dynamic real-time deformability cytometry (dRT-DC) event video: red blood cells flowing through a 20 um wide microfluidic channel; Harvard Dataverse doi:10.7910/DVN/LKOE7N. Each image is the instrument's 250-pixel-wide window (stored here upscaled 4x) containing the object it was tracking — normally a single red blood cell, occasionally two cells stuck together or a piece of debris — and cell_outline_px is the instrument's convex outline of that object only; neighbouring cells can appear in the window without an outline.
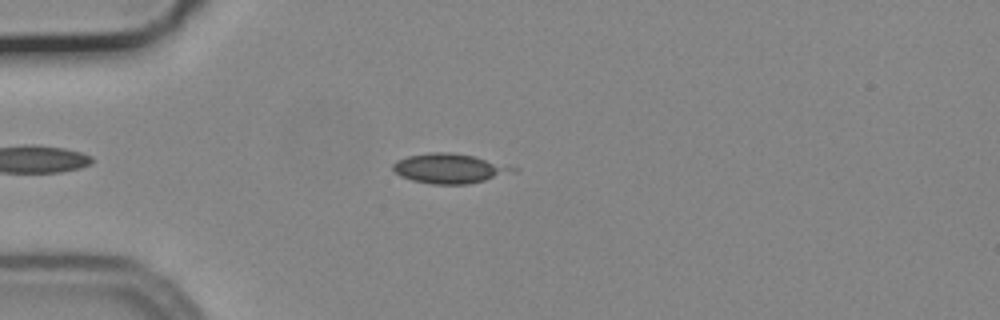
{"species": "common noctule bat (a hibernating species)", "species_latin": "Nyctalus noctula", "temperature_condition": "cold", "stored_images_in_passage": 15, "camera_frame_rate_fps": 3000, "um_per_image_px": 0.085, "animal": {"sex": "male", "body_mass_g": 19.2, "forearm_length_mm": 51.8}, "frame": {"image": 1, "passage_image": 2, "time_ms": 0.333, "image_size_px": [1000, 320], "cell_outline_px": [[520, 168], [516, 172], [468, 184], [432, 184], [412, 180], [400, 176], [392, 168], [392, 164], [396, 160], [408, 156], [432, 152], [448, 152], [472, 156]], "centroid_in_image_um": [38.2, 14.32], "position_along_channel_um": 46.8, "area_um2": 20.63}}
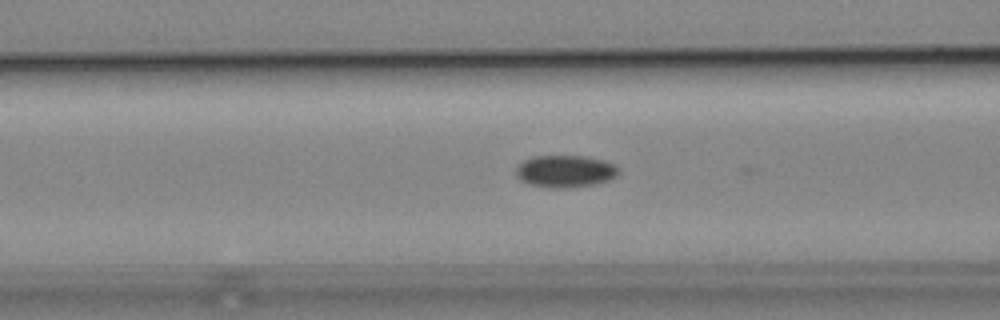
{"frame": {"image": 2, "passage_image": 9, "time_ms": 2.667, "image_size_px": [1000, 320], "cell_outline_px": [[620, 172], [616, 176], [608, 180], [592, 184], [560, 188], [532, 184], [520, 180], [516, 176], [516, 168], [524, 160], [532, 156], [584, 156], [604, 160], [616, 164], [620, 168]], "centroid_in_image_um": [48.08, 14.53], "position_along_channel_um": 118.5, "area_um2": 19.02}}
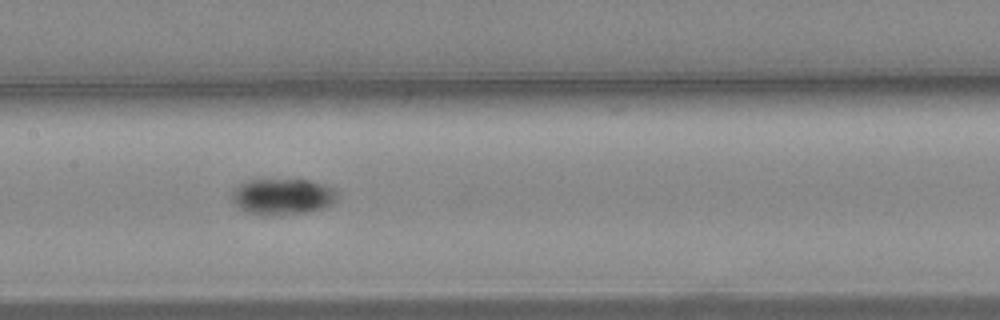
{"frame": {"image": 3, "passage_image": 14, "time_ms": 4.333, "image_size_px": [1000, 320], "cell_outline_px": [[340, 196], [328, 208], [312, 212], [284, 216], [252, 216], [244, 212], [232, 204], [232, 192], [236, 188], [248, 180], [304, 180], [332, 188]], "centroid_in_image_um": [23.99, 16.79], "position_along_channel_um": 183.4, "area_um2": 22.83}}